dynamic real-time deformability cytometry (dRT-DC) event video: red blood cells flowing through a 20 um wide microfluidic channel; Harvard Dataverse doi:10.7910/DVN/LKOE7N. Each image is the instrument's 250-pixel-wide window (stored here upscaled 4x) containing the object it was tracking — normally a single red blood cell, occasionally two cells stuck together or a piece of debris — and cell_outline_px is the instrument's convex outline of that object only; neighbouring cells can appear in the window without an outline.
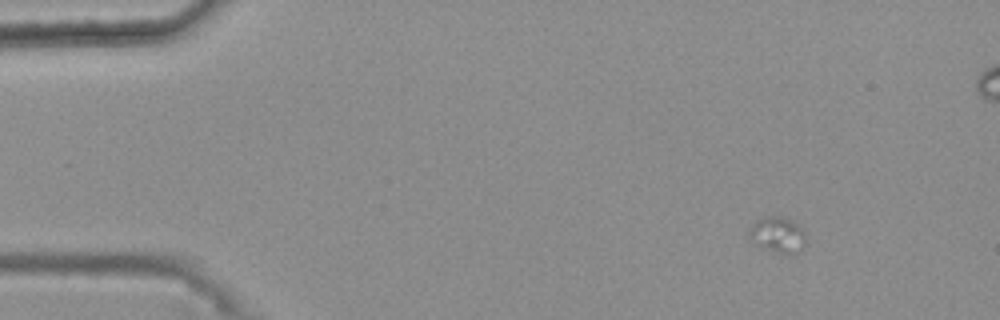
{"species": "common noctule bat (a hibernating species)", "species_latin": "Nyctalus noctula", "temperature_condition": "warm", "stored_images_in_passage": 12, "camera_frame_rate_fps": 3000, "um_per_image_px": 0.085, "animal": {"sex": "female", "body_mass_g": 25.1}, "frame": {"image": 1, "passage_image": 1, "time_ms": 0.0, "image_size_px": [1000, 320], "cell_outline_px": [[808, 236], [800, 252], [776, 252], [764, 248], [756, 244], [752, 240], [748, 232], [752, 224], [756, 220], [768, 216], [780, 216], [796, 224]], "centroid_in_image_um": [66.1, 19.94], "position_along_channel_um": 18.9, "area_um2": 11.5}}